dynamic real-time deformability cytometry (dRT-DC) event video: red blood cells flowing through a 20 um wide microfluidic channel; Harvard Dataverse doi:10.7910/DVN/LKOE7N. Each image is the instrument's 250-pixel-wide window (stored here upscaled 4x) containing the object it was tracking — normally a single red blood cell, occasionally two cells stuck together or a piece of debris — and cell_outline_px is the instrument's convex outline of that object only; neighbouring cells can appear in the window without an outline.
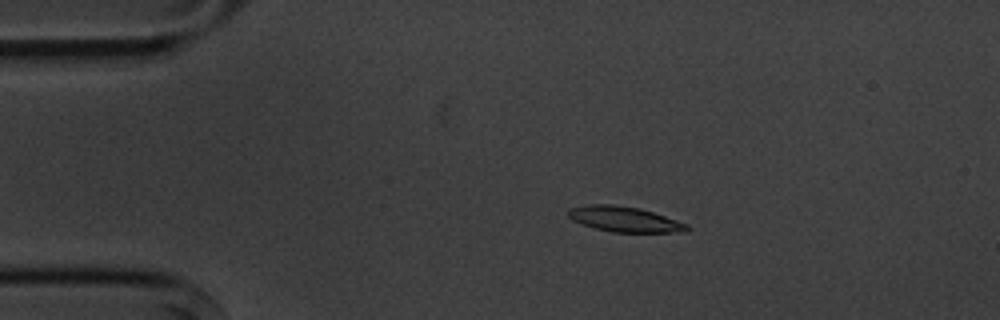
{"species": "common noctule bat (a hibernating species)", "species_latin": "Nyctalus noctula", "temperature_condition": "cold", "stored_images_in_passage": 4, "camera_frame_rate_fps": 3000, "um_per_image_px": 0.085, "animal": {"sex": "male", "body_mass_g": 20.1, "forearm_length_mm": 53.5}, "frame": {"image": 1, "passage_image": 3, "time_ms": 2.333, "image_size_px": [1000, 320], "cell_outline_px": [[692, 228], [688, 232], [612, 232], [596, 228], [572, 220], [568, 216], [568, 208], [588, 204], [616, 204], [640, 208], [688, 224]], "centroid_in_image_um": [53.1, 18.63], "position_along_channel_um": 31.9, "area_um2": 17.57}}